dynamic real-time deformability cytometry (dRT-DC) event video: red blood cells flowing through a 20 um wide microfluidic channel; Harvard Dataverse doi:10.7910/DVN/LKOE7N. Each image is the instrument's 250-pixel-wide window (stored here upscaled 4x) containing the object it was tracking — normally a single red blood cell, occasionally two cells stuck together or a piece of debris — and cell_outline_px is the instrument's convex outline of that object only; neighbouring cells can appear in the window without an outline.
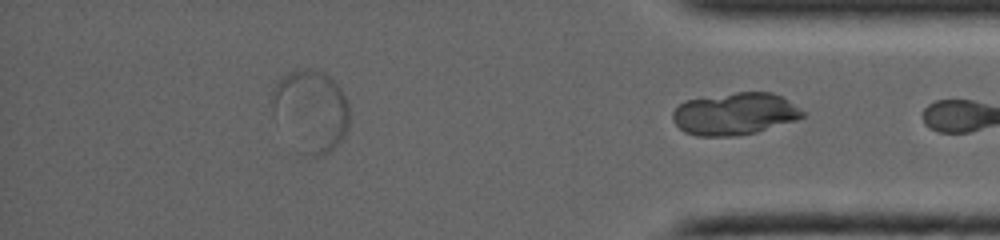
{"species": "common noctule bat (a hibernating species)", "species_latin": "Nyctalus noctula", "temperature_condition": "warm", "stored_images_in_passage": 32, "segment_of_instrument_passage": [2, 2], "camera_frame_rate_fps": 5000, "um_per_image_px": 0.085, "animal": {"sex": "female", "body_mass_g": 19.0, "forearm_length_mm": 53.3}, "frame": {"image": 1, "passage_image": 32, "time_ms": 6.4, "image_size_px": [1000, 240], "cell_outline_px": [[804, 116], [800, 120], [756, 132], [736, 136], [696, 136], [684, 132], [672, 120], [672, 112], [684, 100], [736, 92], [772, 92], [780, 96], [800, 108], [804, 112]], "centroid_in_image_um": [62.46, 9.68], "position_along_channel_um": 372.7, "area_um2": 32.14}}